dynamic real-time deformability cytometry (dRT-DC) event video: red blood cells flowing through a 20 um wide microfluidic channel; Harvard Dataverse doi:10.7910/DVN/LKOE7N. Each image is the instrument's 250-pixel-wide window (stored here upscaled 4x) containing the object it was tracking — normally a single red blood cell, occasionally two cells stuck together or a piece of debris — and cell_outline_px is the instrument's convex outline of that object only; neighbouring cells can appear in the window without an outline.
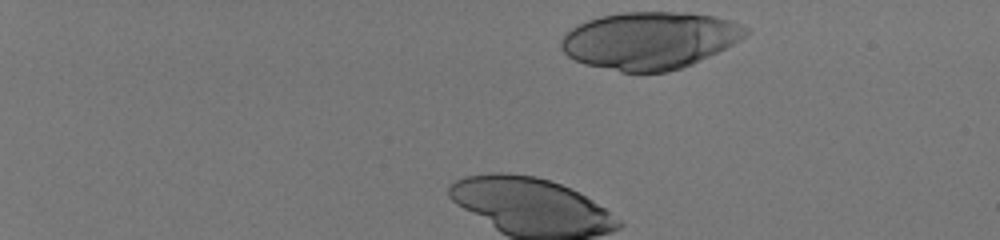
{"species": "human", "species_latin": "Homo sapiens", "temperature_condition": "room temperature", "stored_images_in_passage": 23, "camera_frame_rate_fps": 3000, "um_per_image_px": 0.085, "donor": {"sex": "male"}, "frame": {"image": 1, "passage_image": 1, "time_ms": 0.0, "image_size_px": [1000, 240], "cell_outline_px": [[748, 32], [740, 40], [692, 64], [668, 72], [620, 72], [584, 64], [568, 56], [560, 48], [560, 40], [572, 28], [588, 20], [600, 16], [624, 12], [688, 12], [712, 16], [732, 20], [748, 28]], "centroid_in_image_um": [55.21, 3.43], "position_along_channel_um": 29.8, "area_um2": 61.44}}
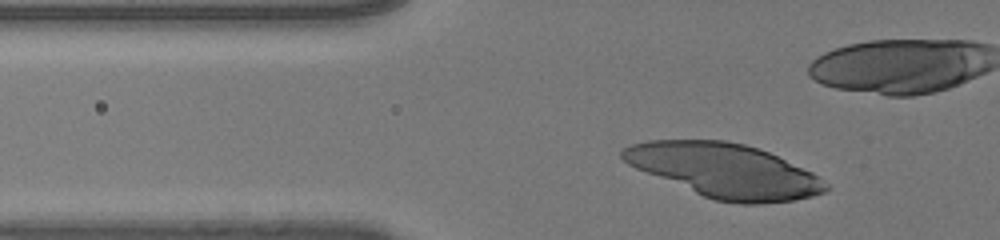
{"frame": {"image": 2, "passage_image": 9, "time_ms": 2.667, "image_size_px": [1000, 240], "cell_outline_px": [[828, 188], [824, 192], [812, 196], [796, 200], [760, 204], [740, 204], [716, 200], [704, 196], [636, 168], [628, 164], [620, 156], [620, 152], [624, 148], [632, 144], [648, 140], [724, 140], [744, 144], [768, 152], [812, 172], [828, 184]], "centroid_in_image_um": [61.59, 14.5], "position_along_channel_um": 64.2, "area_um2": 63.35}}